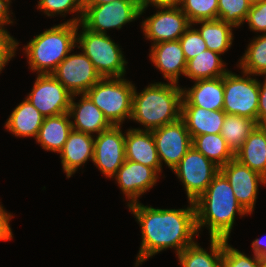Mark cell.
I'll return each mask as SVG.
<instances>
[{
	"instance_id": "6da1fadb",
	"label": "cell",
	"mask_w": 266,
	"mask_h": 267,
	"mask_svg": "<svg viewBox=\"0 0 266 267\" xmlns=\"http://www.w3.org/2000/svg\"><path fill=\"white\" fill-rule=\"evenodd\" d=\"M182 209H159L145 206L140 201L128 205L141 226L142 242L136 257L135 267L153 255L174 248L178 255L193 244L199 236L196 228L194 202Z\"/></svg>"
},
{
	"instance_id": "7a4b0ae2",
	"label": "cell",
	"mask_w": 266,
	"mask_h": 267,
	"mask_svg": "<svg viewBox=\"0 0 266 267\" xmlns=\"http://www.w3.org/2000/svg\"><path fill=\"white\" fill-rule=\"evenodd\" d=\"M194 206L197 232L206 226L210 238L228 240L236 214L242 217L248 214L237 201L231 185L220 171L194 202Z\"/></svg>"
},
{
	"instance_id": "3957f363",
	"label": "cell",
	"mask_w": 266,
	"mask_h": 267,
	"mask_svg": "<svg viewBox=\"0 0 266 267\" xmlns=\"http://www.w3.org/2000/svg\"><path fill=\"white\" fill-rule=\"evenodd\" d=\"M177 83L156 82L149 84L142 92L134 88L131 120L152 131L174 123L181 118L182 88Z\"/></svg>"
},
{
	"instance_id": "277c9868",
	"label": "cell",
	"mask_w": 266,
	"mask_h": 267,
	"mask_svg": "<svg viewBox=\"0 0 266 267\" xmlns=\"http://www.w3.org/2000/svg\"><path fill=\"white\" fill-rule=\"evenodd\" d=\"M78 24L64 22L36 35L23 48L31 71L52 74L76 47Z\"/></svg>"
},
{
	"instance_id": "5b68a950",
	"label": "cell",
	"mask_w": 266,
	"mask_h": 267,
	"mask_svg": "<svg viewBox=\"0 0 266 267\" xmlns=\"http://www.w3.org/2000/svg\"><path fill=\"white\" fill-rule=\"evenodd\" d=\"M78 27H82V32L78 34L77 29V47L91 60L101 78L124 77L128 62L120 46L107 34L88 30L81 22Z\"/></svg>"
},
{
	"instance_id": "8992f818",
	"label": "cell",
	"mask_w": 266,
	"mask_h": 267,
	"mask_svg": "<svg viewBox=\"0 0 266 267\" xmlns=\"http://www.w3.org/2000/svg\"><path fill=\"white\" fill-rule=\"evenodd\" d=\"M134 88L124 77L101 78L85 94L112 125H122L131 118Z\"/></svg>"
},
{
	"instance_id": "52a82bcc",
	"label": "cell",
	"mask_w": 266,
	"mask_h": 267,
	"mask_svg": "<svg viewBox=\"0 0 266 267\" xmlns=\"http://www.w3.org/2000/svg\"><path fill=\"white\" fill-rule=\"evenodd\" d=\"M81 23L93 32L107 34L109 29H121L123 25L140 17L141 0H115L101 5H83Z\"/></svg>"
},
{
	"instance_id": "ba28073f",
	"label": "cell",
	"mask_w": 266,
	"mask_h": 267,
	"mask_svg": "<svg viewBox=\"0 0 266 267\" xmlns=\"http://www.w3.org/2000/svg\"><path fill=\"white\" fill-rule=\"evenodd\" d=\"M236 75L228 71L224 75V107L228 115H238L257 121L259 81L251 74Z\"/></svg>"
},
{
	"instance_id": "9c48e42d",
	"label": "cell",
	"mask_w": 266,
	"mask_h": 267,
	"mask_svg": "<svg viewBox=\"0 0 266 267\" xmlns=\"http://www.w3.org/2000/svg\"><path fill=\"white\" fill-rule=\"evenodd\" d=\"M172 171L183 183L188 202H195L219 173L220 167L192 146Z\"/></svg>"
},
{
	"instance_id": "30bf717a",
	"label": "cell",
	"mask_w": 266,
	"mask_h": 267,
	"mask_svg": "<svg viewBox=\"0 0 266 267\" xmlns=\"http://www.w3.org/2000/svg\"><path fill=\"white\" fill-rule=\"evenodd\" d=\"M72 96L52 74H38L26 99L44 117H50L68 113Z\"/></svg>"
},
{
	"instance_id": "8fae6325",
	"label": "cell",
	"mask_w": 266,
	"mask_h": 267,
	"mask_svg": "<svg viewBox=\"0 0 266 267\" xmlns=\"http://www.w3.org/2000/svg\"><path fill=\"white\" fill-rule=\"evenodd\" d=\"M159 10L142 21V31L152 45L176 41L191 26L187 16L179 6H155ZM161 10V11H160Z\"/></svg>"
},
{
	"instance_id": "7c38bea8",
	"label": "cell",
	"mask_w": 266,
	"mask_h": 267,
	"mask_svg": "<svg viewBox=\"0 0 266 267\" xmlns=\"http://www.w3.org/2000/svg\"><path fill=\"white\" fill-rule=\"evenodd\" d=\"M52 75L72 94H85L101 76L91 60L82 52L68 54Z\"/></svg>"
},
{
	"instance_id": "4fadbf2b",
	"label": "cell",
	"mask_w": 266,
	"mask_h": 267,
	"mask_svg": "<svg viewBox=\"0 0 266 267\" xmlns=\"http://www.w3.org/2000/svg\"><path fill=\"white\" fill-rule=\"evenodd\" d=\"M121 125H112L94 137L93 163L106 178H113L126 160L125 133Z\"/></svg>"
},
{
	"instance_id": "5bb4252c",
	"label": "cell",
	"mask_w": 266,
	"mask_h": 267,
	"mask_svg": "<svg viewBox=\"0 0 266 267\" xmlns=\"http://www.w3.org/2000/svg\"><path fill=\"white\" fill-rule=\"evenodd\" d=\"M152 134L161 166L164 162L171 170L192 147V138L181 118L174 123L152 130Z\"/></svg>"
},
{
	"instance_id": "9a60e30c",
	"label": "cell",
	"mask_w": 266,
	"mask_h": 267,
	"mask_svg": "<svg viewBox=\"0 0 266 267\" xmlns=\"http://www.w3.org/2000/svg\"><path fill=\"white\" fill-rule=\"evenodd\" d=\"M220 172L231 185L239 204L248 214H252L259 190V183L266 185V178L252 171L235 158L226 165L221 166Z\"/></svg>"
},
{
	"instance_id": "2e32d148",
	"label": "cell",
	"mask_w": 266,
	"mask_h": 267,
	"mask_svg": "<svg viewBox=\"0 0 266 267\" xmlns=\"http://www.w3.org/2000/svg\"><path fill=\"white\" fill-rule=\"evenodd\" d=\"M158 177L159 173L155 169L126 159L113 178L130 205L138 202L140 196L153 188Z\"/></svg>"
},
{
	"instance_id": "e0dca14e",
	"label": "cell",
	"mask_w": 266,
	"mask_h": 267,
	"mask_svg": "<svg viewBox=\"0 0 266 267\" xmlns=\"http://www.w3.org/2000/svg\"><path fill=\"white\" fill-rule=\"evenodd\" d=\"M191 88H182L181 106H196L206 110H223L224 76L194 81Z\"/></svg>"
},
{
	"instance_id": "ac0fdd59",
	"label": "cell",
	"mask_w": 266,
	"mask_h": 267,
	"mask_svg": "<svg viewBox=\"0 0 266 267\" xmlns=\"http://www.w3.org/2000/svg\"><path fill=\"white\" fill-rule=\"evenodd\" d=\"M149 57L169 82L178 84L179 76H184L187 61L179 40L152 45Z\"/></svg>"
},
{
	"instance_id": "d6986e66",
	"label": "cell",
	"mask_w": 266,
	"mask_h": 267,
	"mask_svg": "<svg viewBox=\"0 0 266 267\" xmlns=\"http://www.w3.org/2000/svg\"><path fill=\"white\" fill-rule=\"evenodd\" d=\"M74 94L69 107L72 129L93 135H97L104 130H107L112 124L104 116L103 112L92 102L86 94H80L79 102H75Z\"/></svg>"
},
{
	"instance_id": "ffe728a7",
	"label": "cell",
	"mask_w": 266,
	"mask_h": 267,
	"mask_svg": "<svg viewBox=\"0 0 266 267\" xmlns=\"http://www.w3.org/2000/svg\"><path fill=\"white\" fill-rule=\"evenodd\" d=\"M94 135L72 129L59 152L62 169L70 178L79 167L94 157Z\"/></svg>"
},
{
	"instance_id": "44dd1931",
	"label": "cell",
	"mask_w": 266,
	"mask_h": 267,
	"mask_svg": "<svg viewBox=\"0 0 266 267\" xmlns=\"http://www.w3.org/2000/svg\"><path fill=\"white\" fill-rule=\"evenodd\" d=\"M125 156L127 160L141 163L162 172L152 131L128 129L125 132Z\"/></svg>"
},
{
	"instance_id": "7402d4cb",
	"label": "cell",
	"mask_w": 266,
	"mask_h": 267,
	"mask_svg": "<svg viewBox=\"0 0 266 267\" xmlns=\"http://www.w3.org/2000/svg\"><path fill=\"white\" fill-rule=\"evenodd\" d=\"M226 113L196 106H181V119L193 139L202 134H220Z\"/></svg>"
},
{
	"instance_id": "603a6c76",
	"label": "cell",
	"mask_w": 266,
	"mask_h": 267,
	"mask_svg": "<svg viewBox=\"0 0 266 267\" xmlns=\"http://www.w3.org/2000/svg\"><path fill=\"white\" fill-rule=\"evenodd\" d=\"M235 159L266 178V127L257 126L250 133Z\"/></svg>"
},
{
	"instance_id": "cb8c5ba5",
	"label": "cell",
	"mask_w": 266,
	"mask_h": 267,
	"mask_svg": "<svg viewBox=\"0 0 266 267\" xmlns=\"http://www.w3.org/2000/svg\"><path fill=\"white\" fill-rule=\"evenodd\" d=\"M44 116L25 98L10 114L5 128L16 137H37Z\"/></svg>"
},
{
	"instance_id": "d4e9b609",
	"label": "cell",
	"mask_w": 266,
	"mask_h": 267,
	"mask_svg": "<svg viewBox=\"0 0 266 267\" xmlns=\"http://www.w3.org/2000/svg\"><path fill=\"white\" fill-rule=\"evenodd\" d=\"M71 130L72 124L69 113L44 117L35 139L42 146V149L59 153Z\"/></svg>"
},
{
	"instance_id": "484cf974",
	"label": "cell",
	"mask_w": 266,
	"mask_h": 267,
	"mask_svg": "<svg viewBox=\"0 0 266 267\" xmlns=\"http://www.w3.org/2000/svg\"><path fill=\"white\" fill-rule=\"evenodd\" d=\"M209 250L210 254L194 242L177 255L179 264L182 267H223V239L210 238Z\"/></svg>"
},
{
	"instance_id": "4316f807",
	"label": "cell",
	"mask_w": 266,
	"mask_h": 267,
	"mask_svg": "<svg viewBox=\"0 0 266 267\" xmlns=\"http://www.w3.org/2000/svg\"><path fill=\"white\" fill-rule=\"evenodd\" d=\"M200 24V28L196 29L202 39L205 41L207 49L224 54L232 45L233 25L223 22L221 19L201 20L191 25Z\"/></svg>"
},
{
	"instance_id": "83f0119b",
	"label": "cell",
	"mask_w": 266,
	"mask_h": 267,
	"mask_svg": "<svg viewBox=\"0 0 266 267\" xmlns=\"http://www.w3.org/2000/svg\"><path fill=\"white\" fill-rule=\"evenodd\" d=\"M220 56L221 54L209 49L201 52L187 61L184 76L194 81L224 76L229 70L224 67L225 64Z\"/></svg>"
},
{
	"instance_id": "f1b7e54d",
	"label": "cell",
	"mask_w": 266,
	"mask_h": 267,
	"mask_svg": "<svg viewBox=\"0 0 266 267\" xmlns=\"http://www.w3.org/2000/svg\"><path fill=\"white\" fill-rule=\"evenodd\" d=\"M192 146L218 167L226 165L235 158L221 133L195 136L192 139Z\"/></svg>"
},
{
	"instance_id": "f546056e",
	"label": "cell",
	"mask_w": 266,
	"mask_h": 267,
	"mask_svg": "<svg viewBox=\"0 0 266 267\" xmlns=\"http://www.w3.org/2000/svg\"><path fill=\"white\" fill-rule=\"evenodd\" d=\"M257 126V121L254 119L226 114L221 135L235 154Z\"/></svg>"
},
{
	"instance_id": "4dcf8cb0",
	"label": "cell",
	"mask_w": 266,
	"mask_h": 267,
	"mask_svg": "<svg viewBox=\"0 0 266 267\" xmlns=\"http://www.w3.org/2000/svg\"><path fill=\"white\" fill-rule=\"evenodd\" d=\"M238 66L252 76H266V34L251 40Z\"/></svg>"
},
{
	"instance_id": "1f68e13d",
	"label": "cell",
	"mask_w": 266,
	"mask_h": 267,
	"mask_svg": "<svg viewBox=\"0 0 266 267\" xmlns=\"http://www.w3.org/2000/svg\"><path fill=\"white\" fill-rule=\"evenodd\" d=\"M37 9L43 11L48 17L60 14L61 16H66L67 13L76 12L78 15L76 18H72L65 22H71L79 24L82 21L84 6L83 0H39Z\"/></svg>"
},
{
	"instance_id": "d6a6232c",
	"label": "cell",
	"mask_w": 266,
	"mask_h": 267,
	"mask_svg": "<svg viewBox=\"0 0 266 267\" xmlns=\"http://www.w3.org/2000/svg\"><path fill=\"white\" fill-rule=\"evenodd\" d=\"M179 7L191 24L218 19V0H182Z\"/></svg>"
},
{
	"instance_id": "836d02e7",
	"label": "cell",
	"mask_w": 266,
	"mask_h": 267,
	"mask_svg": "<svg viewBox=\"0 0 266 267\" xmlns=\"http://www.w3.org/2000/svg\"><path fill=\"white\" fill-rule=\"evenodd\" d=\"M250 7L247 0H218V19L239 28L246 21Z\"/></svg>"
},
{
	"instance_id": "e575fe53",
	"label": "cell",
	"mask_w": 266,
	"mask_h": 267,
	"mask_svg": "<svg viewBox=\"0 0 266 267\" xmlns=\"http://www.w3.org/2000/svg\"><path fill=\"white\" fill-rule=\"evenodd\" d=\"M223 267H263L261 259L257 255L253 258L246 256L238 249L228 244V240L223 239L222 252Z\"/></svg>"
},
{
	"instance_id": "d590c367",
	"label": "cell",
	"mask_w": 266,
	"mask_h": 267,
	"mask_svg": "<svg viewBox=\"0 0 266 267\" xmlns=\"http://www.w3.org/2000/svg\"><path fill=\"white\" fill-rule=\"evenodd\" d=\"M178 40L183 49L186 61L207 50L205 41L200 36L199 32L195 28L193 29L192 25Z\"/></svg>"
},
{
	"instance_id": "8d00e7d4",
	"label": "cell",
	"mask_w": 266,
	"mask_h": 267,
	"mask_svg": "<svg viewBox=\"0 0 266 267\" xmlns=\"http://www.w3.org/2000/svg\"><path fill=\"white\" fill-rule=\"evenodd\" d=\"M245 22L250 30L266 34V0L251 5Z\"/></svg>"
},
{
	"instance_id": "74e56055",
	"label": "cell",
	"mask_w": 266,
	"mask_h": 267,
	"mask_svg": "<svg viewBox=\"0 0 266 267\" xmlns=\"http://www.w3.org/2000/svg\"><path fill=\"white\" fill-rule=\"evenodd\" d=\"M19 43L10 35L9 31H0V73L16 54Z\"/></svg>"
},
{
	"instance_id": "f35d334b",
	"label": "cell",
	"mask_w": 266,
	"mask_h": 267,
	"mask_svg": "<svg viewBox=\"0 0 266 267\" xmlns=\"http://www.w3.org/2000/svg\"><path fill=\"white\" fill-rule=\"evenodd\" d=\"M263 84L259 82V98L257 111V124L266 127V76Z\"/></svg>"
},
{
	"instance_id": "ab89813d",
	"label": "cell",
	"mask_w": 266,
	"mask_h": 267,
	"mask_svg": "<svg viewBox=\"0 0 266 267\" xmlns=\"http://www.w3.org/2000/svg\"><path fill=\"white\" fill-rule=\"evenodd\" d=\"M13 216L8 213L2 205H0V241H9L13 238L12 229L10 227V219Z\"/></svg>"
},
{
	"instance_id": "60d3db41",
	"label": "cell",
	"mask_w": 266,
	"mask_h": 267,
	"mask_svg": "<svg viewBox=\"0 0 266 267\" xmlns=\"http://www.w3.org/2000/svg\"><path fill=\"white\" fill-rule=\"evenodd\" d=\"M182 0H141L140 15L149 5L153 6H180Z\"/></svg>"
},
{
	"instance_id": "b9f144b4",
	"label": "cell",
	"mask_w": 266,
	"mask_h": 267,
	"mask_svg": "<svg viewBox=\"0 0 266 267\" xmlns=\"http://www.w3.org/2000/svg\"><path fill=\"white\" fill-rule=\"evenodd\" d=\"M256 238L252 242L253 254L257 255L260 259L266 258V240Z\"/></svg>"
},
{
	"instance_id": "7bdbcfd3",
	"label": "cell",
	"mask_w": 266,
	"mask_h": 267,
	"mask_svg": "<svg viewBox=\"0 0 266 267\" xmlns=\"http://www.w3.org/2000/svg\"><path fill=\"white\" fill-rule=\"evenodd\" d=\"M10 14H13V13L12 12L9 13V11L0 4V31L7 30L4 27L6 26V24L8 25L10 23L13 24Z\"/></svg>"
},
{
	"instance_id": "ee69618b",
	"label": "cell",
	"mask_w": 266,
	"mask_h": 267,
	"mask_svg": "<svg viewBox=\"0 0 266 267\" xmlns=\"http://www.w3.org/2000/svg\"><path fill=\"white\" fill-rule=\"evenodd\" d=\"M115 0H83V5H101L105 3H111Z\"/></svg>"
},
{
	"instance_id": "f6af8a7d",
	"label": "cell",
	"mask_w": 266,
	"mask_h": 267,
	"mask_svg": "<svg viewBox=\"0 0 266 267\" xmlns=\"http://www.w3.org/2000/svg\"><path fill=\"white\" fill-rule=\"evenodd\" d=\"M11 0H0V4L5 7L8 11L10 10Z\"/></svg>"
},
{
	"instance_id": "bcb514c9",
	"label": "cell",
	"mask_w": 266,
	"mask_h": 267,
	"mask_svg": "<svg viewBox=\"0 0 266 267\" xmlns=\"http://www.w3.org/2000/svg\"><path fill=\"white\" fill-rule=\"evenodd\" d=\"M251 5L258 3L260 0H247Z\"/></svg>"
},
{
	"instance_id": "7dc6e473",
	"label": "cell",
	"mask_w": 266,
	"mask_h": 267,
	"mask_svg": "<svg viewBox=\"0 0 266 267\" xmlns=\"http://www.w3.org/2000/svg\"><path fill=\"white\" fill-rule=\"evenodd\" d=\"M263 267H266V258L265 259H261Z\"/></svg>"
}]
</instances>
